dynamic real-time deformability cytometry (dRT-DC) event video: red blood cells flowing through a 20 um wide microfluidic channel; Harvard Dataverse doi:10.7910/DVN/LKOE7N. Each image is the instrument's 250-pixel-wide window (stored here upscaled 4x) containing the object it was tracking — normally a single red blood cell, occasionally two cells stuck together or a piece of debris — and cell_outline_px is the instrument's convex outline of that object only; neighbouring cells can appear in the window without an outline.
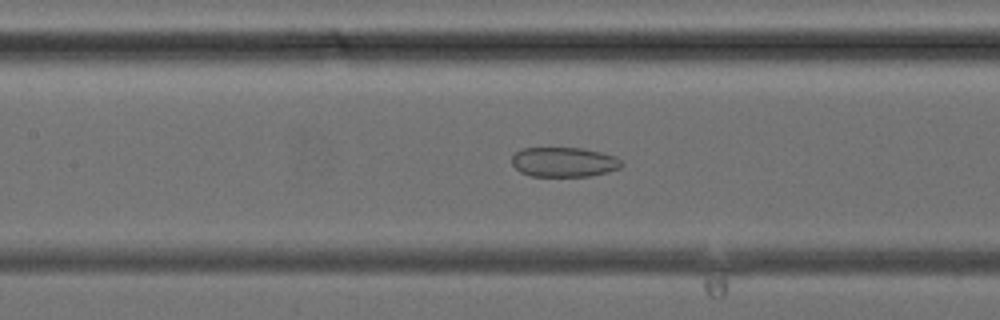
{"species": "common noctule bat (a hibernating species)", "species_latin": "Nyctalus noctula", "temperature_condition": "cold", "stored_images_in_passage": 41, "camera_frame_rate_fps": 3000, "um_per_image_px": 0.085, "animal": {"sex": "female", "body_mass_g": 24.6, "forearm_length_mm": 56.2}, "frame": {"image": 1, "passage_image": 19, "time_ms": 6.0, "image_size_px": [1000, 320], "cell_outline_px": [[624, 164], [620, 168], [608, 172], [588, 176], [532, 176], [520, 172], [512, 164], [512, 156], [520, 148], [580, 148], [600, 152], [616, 156]], "centroid_in_image_um": [47.93, 13.77], "position_along_channel_um": 159.5, "area_um2": 19.02}}
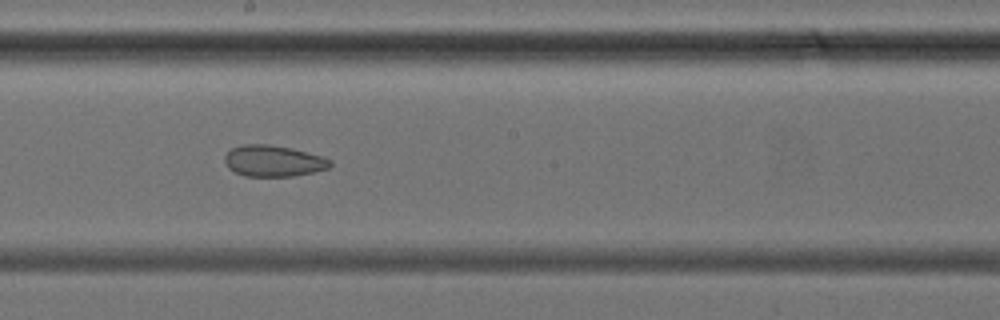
{"frame": {"image": 2, "passage_image": 23, "time_ms": 7.333, "image_size_px": [1000, 320], "cell_outline_px": [[332, 164], [328, 168], [312, 172], [292, 176], [244, 176], [228, 168], [224, 160], [224, 156], [232, 148], [244, 144], [268, 144], [292, 148], [324, 156], [332, 160]], "centroid_in_image_um": [23.25, 13.67], "position_along_channel_um": 225.0, "area_um2": 19.25}}
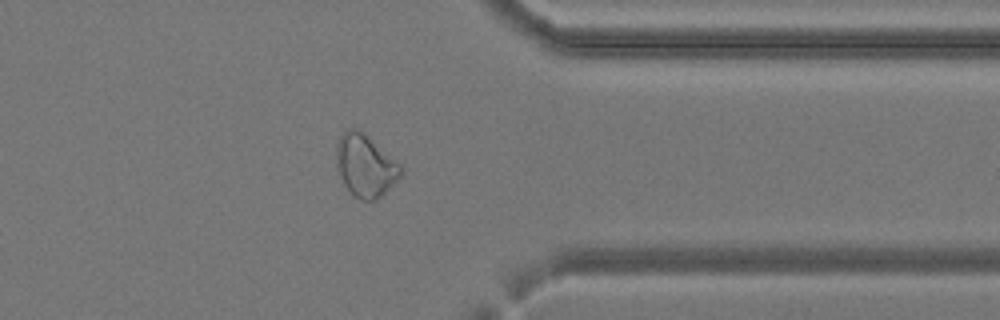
{"frame": {"image": 3, "passage_image": 33, "time_ms": 10.667, "image_size_px": [1000, 320], "cell_outline_px": [[404, 168], [400, 176], [376, 200], [360, 200], [352, 196], [344, 184], [340, 176], [336, 164], [336, 144], [340, 136], [344, 132], [352, 128], [360, 128], [400, 164]], "centroid_in_image_um": [31.03, 14.06], "position_along_channel_um": 380.4, "area_um2": 23.41}}